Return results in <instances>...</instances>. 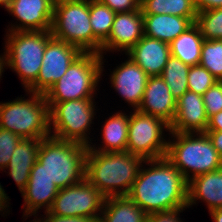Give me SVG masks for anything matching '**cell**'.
Listing matches in <instances>:
<instances>
[{"label":"cell","mask_w":222,"mask_h":222,"mask_svg":"<svg viewBox=\"0 0 222 222\" xmlns=\"http://www.w3.org/2000/svg\"><path fill=\"white\" fill-rule=\"evenodd\" d=\"M206 131H222V110L208 118Z\"/></svg>","instance_id":"obj_38"},{"label":"cell","mask_w":222,"mask_h":222,"mask_svg":"<svg viewBox=\"0 0 222 222\" xmlns=\"http://www.w3.org/2000/svg\"><path fill=\"white\" fill-rule=\"evenodd\" d=\"M195 24L205 40H222V8L198 12Z\"/></svg>","instance_id":"obj_30"},{"label":"cell","mask_w":222,"mask_h":222,"mask_svg":"<svg viewBox=\"0 0 222 222\" xmlns=\"http://www.w3.org/2000/svg\"><path fill=\"white\" fill-rule=\"evenodd\" d=\"M197 12L222 8V0H194Z\"/></svg>","instance_id":"obj_37"},{"label":"cell","mask_w":222,"mask_h":222,"mask_svg":"<svg viewBox=\"0 0 222 222\" xmlns=\"http://www.w3.org/2000/svg\"><path fill=\"white\" fill-rule=\"evenodd\" d=\"M129 113L126 151L144 160L166 157L168 141L165 140L164 131L170 133V125L160 118L138 110Z\"/></svg>","instance_id":"obj_10"},{"label":"cell","mask_w":222,"mask_h":222,"mask_svg":"<svg viewBox=\"0 0 222 222\" xmlns=\"http://www.w3.org/2000/svg\"><path fill=\"white\" fill-rule=\"evenodd\" d=\"M218 80L200 64L190 66L188 71V91L203 95Z\"/></svg>","instance_id":"obj_31"},{"label":"cell","mask_w":222,"mask_h":222,"mask_svg":"<svg viewBox=\"0 0 222 222\" xmlns=\"http://www.w3.org/2000/svg\"><path fill=\"white\" fill-rule=\"evenodd\" d=\"M189 68L190 66L183 63L180 59L170 56L160 75L176 100L188 91Z\"/></svg>","instance_id":"obj_27"},{"label":"cell","mask_w":222,"mask_h":222,"mask_svg":"<svg viewBox=\"0 0 222 222\" xmlns=\"http://www.w3.org/2000/svg\"><path fill=\"white\" fill-rule=\"evenodd\" d=\"M6 67H8L7 66V57H6V54L4 51L3 54L0 55V79L2 78V74L5 71V69H7Z\"/></svg>","instance_id":"obj_43"},{"label":"cell","mask_w":222,"mask_h":222,"mask_svg":"<svg viewBox=\"0 0 222 222\" xmlns=\"http://www.w3.org/2000/svg\"><path fill=\"white\" fill-rule=\"evenodd\" d=\"M142 14H171L196 18L198 12L194 0H141Z\"/></svg>","instance_id":"obj_26"},{"label":"cell","mask_w":222,"mask_h":222,"mask_svg":"<svg viewBox=\"0 0 222 222\" xmlns=\"http://www.w3.org/2000/svg\"><path fill=\"white\" fill-rule=\"evenodd\" d=\"M88 146L52 136L41 139L38 159L30 175H46L63 189L86 179Z\"/></svg>","instance_id":"obj_2"},{"label":"cell","mask_w":222,"mask_h":222,"mask_svg":"<svg viewBox=\"0 0 222 222\" xmlns=\"http://www.w3.org/2000/svg\"><path fill=\"white\" fill-rule=\"evenodd\" d=\"M213 222H222V208H217L209 212Z\"/></svg>","instance_id":"obj_42"},{"label":"cell","mask_w":222,"mask_h":222,"mask_svg":"<svg viewBox=\"0 0 222 222\" xmlns=\"http://www.w3.org/2000/svg\"><path fill=\"white\" fill-rule=\"evenodd\" d=\"M25 96L0 102V127L22 139H44L51 136L50 107L44 94L25 91Z\"/></svg>","instance_id":"obj_5"},{"label":"cell","mask_w":222,"mask_h":222,"mask_svg":"<svg viewBox=\"0 0 222 222\" xmlns=\"http://www.w3.org/2000/svg\"><path fill=\"white\" fill-rule=\"evenodd\" d=\"M40 142L39 139H21L5 168L8 170L9 177L11 176L15 181L20 193L27 187L31 169L38 159Z\"/></svg>","instance_id":"obj_21"},{"label":"cell","mask_w":222,"mask_h":222,"mask_svg":"<svg viewBox=\"0 0 222 222\" xmlns=\"http://www.w3.org/2000/svg\"><path fill=\"white\" fill-rule=\"evenodd\" d=\"M5 51L7 66L15 72L27 91L37 80L45 47L52 37L50 31L6 32Z\"/></svg>","instance_id":"obj_7"},{"label":"cell","mask_w":222,"mask_h":222,"mask_svg":"<svg viewBox=\"0 0 222 222\" xmlns=\"http://www.w3.org/2000/svg\"><path fill=\"white\" fill-rule=\"evenodd\" d=\"M22 138L15 133L0 127V171L9 164L12 153Z\"/></svg>","instance_id":"obj_32"},{"label":"cell","mask_w":222,"mask_h":222,"mask_svg":"<svg viewBox=\"0 0 222 222\" xmlns=\"http://www.w3.org/2000/svg\"><path fill=\"white\" fill-rule=\"evenodd\" d=\"M216 151L222 158V131H205Z\"/></svg>","instance_id":"obj_39"},{"label":"cell","mask_w":222,"mask_h":222,"mask_svg":"<svg viewBox=\"0 0 222 222\" xmlns=\"http://www.w3.org/2000/svg\"><path fill=\"white\" fill-rule=\"evenodd\" d=\"M144 36L141 9L116 13L108 39L101 46V56L107 52L126 54Z\"/></svg>","instance_id":"obj_14"},{"label":"cell","mask_w":222,"mask_h":222,"mask_svg":"<svg viewBox=\"0 0 222 222\" xmlns=\"http://www.w3.org/2000/svg\"><path fill=\"white\" fill-rule=\"evenodd\" d=\"M94 101L95 99H77L47 102L50 107L51 136L86 146L91 145L94 140L89 135L96 115Z\"/></svg>","instance_id":"obj_9"},{"label":"cell","mask_w":222,"mask_h":222,"mask_svg":"<svg viewBox=\"0 0 222 222\" xmlns=\"http://www.w3.org/2000/svg\"><path fill=\"white\" fill-rule=\"evenodd\" d=\"M125 55L148 76H160L171 53L168 43L144 35Z\"/></svg>","instance_id":"obj_18"},{"label":"cell","mask_w":222,"mask_h":222,"mask_svg":"<svg viewBox=\"0 0 222 222\" xmlns=\"http://www.w3.org/2000/svg\"><path fill=\"white\" fill-rule=\"evenodd\" d=\"M218 81H222V40H205L201 47L199 63Z\"/></svg>","instance_id":"obj_29"},{"label":"cell","mask_w":222,"mask_h":222,"mask_svg":"<svg viewBox=\"0 0 222 222\" xmlns=\"http://www.w3.org/2000/svg\"><path fill=\"white\" fill-rule=\"evenodd\" d=\"M6 11L12 17H16L15 20L19 23L17 21L16 24L11 23L5 32L50 31L52 29L54 12L52 0H12Z\"/></svg>","instance_id":"obj_13"},{"label":"cell","mask_w":222,"mask_h":222,"mask_svg":"<svg viewBox=\"0 0 222 222\" xmlns=\"http://www.w3.org/2000/svg\"><path fill=\"white\" fill-rule=\"evenodd\" d=\"M116 112L109 116L102 125L101 136L103 143L100 147L96 144L88 146V151L99 152H124L127 148L129 114ZM103 146V147H102ZM98 148V149H97Z\"/></svg>","instance_id":"obj_22"},{"label":"cell","mask_w":222,"mask_h":222,"mask_svg":"<svg viewBox=\"0 0 222 222\" xmlns=\"http://www.w3.org/2000/svg\"><path fill=\"white\" fill-rule=\"evenodd\" d=\"M41 218H35L37 222H98L94 217L85 216H59L51 213L49 210L44 211Z\"/></svg>","instance_id":"obj_35"},{"label":"cell","mask_w":222,"mask_h":222,"mask_svg":"<svg viewBox=\"0 0 222 222\" xmlns=\"http://www.w3.org/2000/svg\"><path fill=\"white\" fill-rule=\"evenodd\" d=\"M103 58L104 56L98 53L82 52L68 67L65 74L47 91L46 101L95 99L104 71Z\"/></svg>","instance_id":"obj_6"},{"label":"cell","mask_w":222,"mask_h":222,"mask_svg":"<svg viewBox=\"0 0 222 222\" xmlns=\"http://www.w3.org/2000/svg\"><path fill=\"white\" fill-rule=\"evenodd\" d=\"M101 4L106 5L115 13H126L140 10L141 0H98Z\"/></svg>","instance_id":"obj_34"},{"label":"cell","mask_w":222,"mask_h":222,"mask_svg":"<svg viewBox=\"0 0 222 222\" xmlns=\"http://www.w3.org/2000/svg\"><path fill=\"white\" fill-rule=\"evenodd\" d=\"M28 182H43V183H51V181L46 175H30Z\"/></svg>","instance_id":"obj_41"},{"label":"cell","mask_w":222,"mask_h":222,"mask_svg":"<svg viewBox=\"0 0 222 222\" xmlns=\"http://www.w3.org/2000/svg\"><path fill=\"white\" fill-rule=\"evenodd\" d=\"M208 117L202 95L186 91L176 100L175 118L170 125L171 132L205 133Z\"/></svg>","instance_id":"obj_16"},{"label":"cell","mask_w":222,"mask_h":222,"mask_svg":"<svg viewBox=\"0 0 222 222\" xmlns=\"http://www.w3.org/2000/svg\"><path fill=\"white\" fill-rule=\"evenodd\" d=\"M144 161L128 151H88L86 179L106 198L127 196Z\"/></svg>","instance_id":"obj_3"},{"label":"cell","mask_w":222,"mask_h":222,"mask_svg":"<svg viewBox=\"0 0 222 222\" xmlns=\"http://www.w3.org/2000/svg\"><path fill=\"white\" fill-rule=\"evenodd\" d=\"M127 195L146 214L187 208L188 182L166 158L145 160ZM145 167V168H144Z\"/></svg>","instance_id":"obj_1"},{"label":"cell","mask_w":222,"mask_h":222,"mask_svg":"<svg viewBox=\"0 0 222 222\" xmlns=\"http://www.w3.org/2000/svg\"><path fill=\"white\" fill-rule=\"evenodd\" d=\"M187 208H177L169 211H161L147 214V222H183L180 213Z\"/></svg>","instance_id":"obj_36"},{"label":"cell","mask_w":222,"mask_h":222,"mask_svg":"<svg viewBox=\"0 0 222 222\" xmlns=\"http://www.w3.org/2000/svg\"><path fill=\"white\" fill-rule=\"evenodd\" d=\"M2 187L3 186L0 183V213L3 212L2 214H4V215L6 213L5 216H7V213L9 215V212H10V210H8L10 207L9 206L10 203L8 202V201H10V198Z\"/></svg>","instance_id":"obj_40"},{"label":"cell","mask_w":222,"mask_h":222,"mask_svg":"<svg viewBox=\"0 0 222 222\" xmlns=\"http://www.w3.org/2000/svg\"><path fill=\"white\" fill-rule=\"evenodd\" d=\"M195 20L171 14H143L144 35L170 44L190 28Z\"/></svg>","instance_id":"obj_20"},{"label":"cell","mask_w":222,"mask_h":222,"mask_svg":"<svg viewBox=\"0 0 222 222\" xmlns=\"http://www.w3.org/2000/svg\"><path fill=\"white\" fill-rule=\"evenodd\" d=\"M168 135L172 139L168 140L166 158L187 182L222 167V158L206 133L170 132Z\"/></svg>","instance_id":"obj_4"},{"label":"cell","mask_w":222,"mask_h":222,"mask_svg":"<svg viewBox=\"0 0 222 222\" xmlns=\"http://www.w3.org/2000/svg\"><path fill=\"white\" fill-rule=\"evenodd\" d=\"M149 76L129 57L116 66L110 74L111 87L131 105L132 110L140 106Z\"/></svg>","instance_id":"obj_15"},{"label":"cell","mask_w":222,"mask_h":222,"mask_svg":"<svg viewBox=\"0 0 222 222\" xmlns=\"http://www.w3.org/2000/svg\"><path fill=\"white\" fill-rule=\"evenodd\" d=\"M81 53L78 47L52 36L45 47L37 80L27 91L45 95Z\"/></svg>","instance_id":"obj_12"},{"label":"cell","mask_w":222,"mask_h":222,"mask_svg":"<svg viewBox=\"0 0 222 222\" xmlns=\"http://www.w3.org/2000/svg\"><path fill=\"white\" fill-rule=\"evenodd\" d=\"M197 200L205 202L209 212L222 208V167L188 182L187 208L197 205Z\"/></svg>","instance_id":"obj_19"},{"label":"cell","mask_w":222,"mask_h":222,"mask_svg":"<svg viewBox=\"0 0 222 222\" xmlns=\"http://www.w3.org/2000/svg\"><path fill=\"white\" fill-rule=\"evenodd\" d=\"M98 222H147V214L128 196L107 197Z\"/></svg>","instance_id":"obj_23"},{"label":"cell","mask_w":222,"mask_h":222,"mask_svg":"<svg viewBox=\"0 0 222 222\" xmlns=\"http://www.w3.org/2000/svg\"><path fill=\"white\" fill-rule=\"evenodd\" d=\"M89 16L93 35L103 44L110 35L116 13L98 0H89Z\"/></svg>","instance_id":"obj_28"},{"label":"cell","mask_w":222,"mask_h":222,"mask_svg":"<svg viewBox=\"0 0 222 222\" xmlns=\"http://www.w3.org/2000/svg\"><path fill=\"white\" fill-rule=\"evenodd\" d=\"M106 197L87 179L60 189L49 211L59 216L94 217L99 221Z\"/></svg>","instance_id":"obj_11"},{"label":"cell","mask_w":222,"mask_h":222,"mask_svg":"<svg viewBox=\"0 0 222 222\" xmlns=\"http://www.w3.org/2000/svg\"><path fill=\"white\" fill-rule=\"evenodd\" d=\"M12 0H0V7L4 6L3 8L7 9L10 4H11Z\"/></svg>","instance_id":"obj_44"},{"label":"cell","mask_w":222,"mask_h":222,"mask_svg":"<svg viewBox=\"0 0 222 222\" xmlns=\"http://www.w3.org/2000/svg\"><path fill=\"white\" fill-rule=\"evenodd\" d=\"M137 110L171 125L175 118L176 99L161 76H149L142 102Z\"/></svg>","instance_id":"obj_17"},{"label":"cell","mask_w":222,"mask_h":222,"mask_svg":"<svg viewBox=\"0 0 222 222\" xmlns=\"http://www.w3.org/2000/svg\"><path fill=\"white\" fill-rule=\"evenodd\" d=\"M204 107L209 118L222 110V81L216 82L203 95Z\"/></svg>","instance_id":"obj_33"},{"label":"cell","mask_w":222,"mask_h":222,"mask_svg":"<svg viewBox=\"0 0 222 222\" xmlns=\"http://www.w3.org/2000/svg\"><path fill=\"white\" fill-rule=\"evenodd\" d=\"M203 42L204 38L194 23L169 44L171 56L188 66L197 65L200 63Z\"/></svg>","instance_id":"obj_25"},{"label":"cell","mask_w":222,"mask_h":222,"mask_svg":"<svg viewBox=\"0 0 222 222\" xmlns=\"http://www.w3.org/2000/svg\"><path fill=\"white\" fill-rule=\"evenodd\" d=\"M52 36L78 47L82 52L101 55L102 44L94 37L89 16V0L54 4Z\"/></svg>","instance_id":"obj_8"},{"label":"cell","mask_w":222,"mask_h":222,"mask_svg":"<svg viewBox=\"0 0 222 222\" xmlns=\"http://www.w3.org/2000/svg\"><path fill=\"white\" fill-rule=\"evenodd\" d=\"M52 1L55 4V3H58V2H62V1H72V0H52Z\"/></svg>","instance_id":"obj_45"},{"label":"cell","mask_w":222,"mask_h":222,"mask_svg":"<svg viewBox=\"0 0 222 222\" xmlns=\"http://www.w3.org/2000/svg\"><path fill=\"white\" fill-rule=\"evenodd\" d=\"M59 189L54 182L43 183V182H28L27 187L21 193L24 199L23 210L26 219L30 216L37 218L39 209L48 211L57 196Z\"/></svg>","instance_id":"obj_24"}]
</instances>
